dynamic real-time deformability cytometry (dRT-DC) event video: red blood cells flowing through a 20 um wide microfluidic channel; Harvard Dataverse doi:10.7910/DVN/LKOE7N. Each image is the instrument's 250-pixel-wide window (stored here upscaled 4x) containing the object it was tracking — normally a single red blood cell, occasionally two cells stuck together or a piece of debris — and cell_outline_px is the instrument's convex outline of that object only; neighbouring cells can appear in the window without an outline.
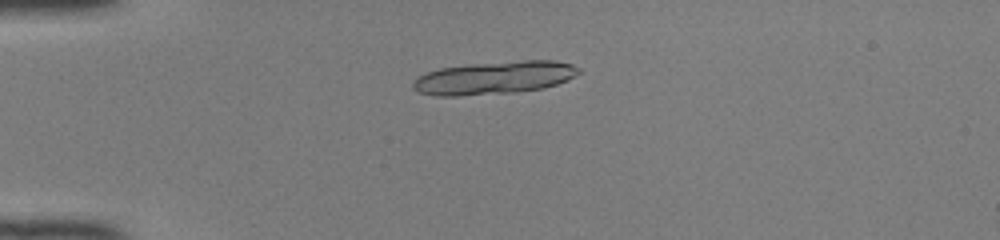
{"species": "common noctule bat (a hibernating species)", "species_latin": "Nyctalus noctula", "temperature_condition": "room temperature", "stored_images_in_passage": 8, "camera_frame_rate_fps": 3000, "um_per_image_px": 0.085, "animal": {"sex": "female", "body_mass_g": 22.0, "forearm_length_mm": 56.7}, "frame": {"image": 1, "passage_image": 2, "time_ms": 0.333, "image_size_px": [1000, 240], "cell_outline_px": [[580, 72], [576, 76], [568, 80], [544, 88], [516, 92], [460, 96], [436, 96], [420, 92], [412, 88], [412, 84], [420, 76], [428, 72], [440, 68], [472, 64], [524, 60], [556, 60], [572, 64], [580, 68]], "centroid_in_image_um": [42.07, 6.61], "position_along_channel_um": 42.9, "area_um2": 31.79}}